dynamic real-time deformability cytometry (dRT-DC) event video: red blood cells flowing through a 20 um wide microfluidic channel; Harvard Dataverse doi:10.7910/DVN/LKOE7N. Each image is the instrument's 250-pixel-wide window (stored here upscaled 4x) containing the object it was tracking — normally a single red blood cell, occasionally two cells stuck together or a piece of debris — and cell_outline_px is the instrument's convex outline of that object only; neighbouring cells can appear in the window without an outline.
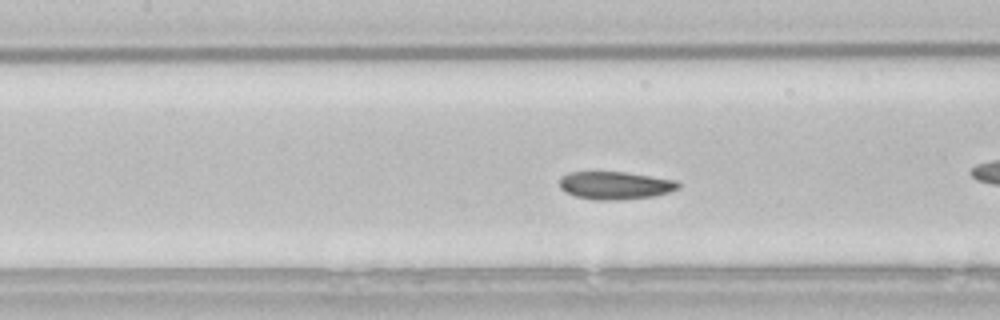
{"species": "common noctule bat (a hibernating species)", "species_latin": "Nyctalus noctula", "temperature_condition": "room temperature", "stored_images_in_passage": 44, "camera_frame_rate_fps": 3000, "um_per_image_px": 0.085, "animal": {"sex": "male", "body_mass_g": 21.5, "forearm_length_mm": 52.0}, "frame": {"image": 1, "passage_image": 13, "time_ms": 4.0, "image_size_px": [1000, 320], "cell_outline_px": [[680, 188], [668, 192], [652, 196], [620, 200], [596, 200], [576, 196], [564, 192], [560, 188], [560, 176], [568, 172], [624, 172], [676, 180], [680, 184]], "centroid_in_image_um": [52.26, 15.76], "position_along_channel_um": 155.1, "area_um2": 19.25}, "authors_computed_cell_mechanics": {"area_um2": 19.5075, "velocity_mm_per_s": 3.7828, "shape_relaxation_time_tau1_ms": 5.0482, "shape_relaxation_time_tau2_ms": 5.3655, "deformation_change_tau1": 0.0944, "deformation_change_tau2": 0.0759}}